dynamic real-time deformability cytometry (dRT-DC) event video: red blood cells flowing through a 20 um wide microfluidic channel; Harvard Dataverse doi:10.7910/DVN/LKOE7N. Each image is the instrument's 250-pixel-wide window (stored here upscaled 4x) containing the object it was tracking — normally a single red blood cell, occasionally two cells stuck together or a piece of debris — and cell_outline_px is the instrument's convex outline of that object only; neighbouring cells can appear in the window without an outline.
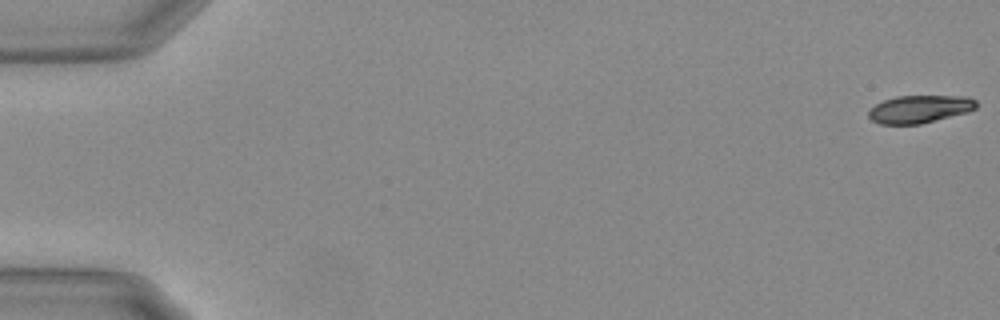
{"species": "Egyptian fruit bat (a non-hibernating species)", "species_latin": "Rousettus aegyptiacus", "temperature_condition": "warm", "stored_images_in_passage": 49, "camera_frame_rate_fps": 3000, "um_per_image_px": 0.085, "animal": {"sex": "female"}, "frame": {"image": 1, "passage_image": 1, "time_ms": 0.0, "image_size_px": [1000, 320], "cell_outline_px": [[976, 108], [968, 112], [920, 124], [880, 124], [872, 120], [868, 116], [868, 108], [884, 100], [896, 96], [968, 96], [976, 100]], "centroid_in_image_um": [78.15, 9.27], "position_along_channel_um": 6.8, "area_um2": 17.46}}
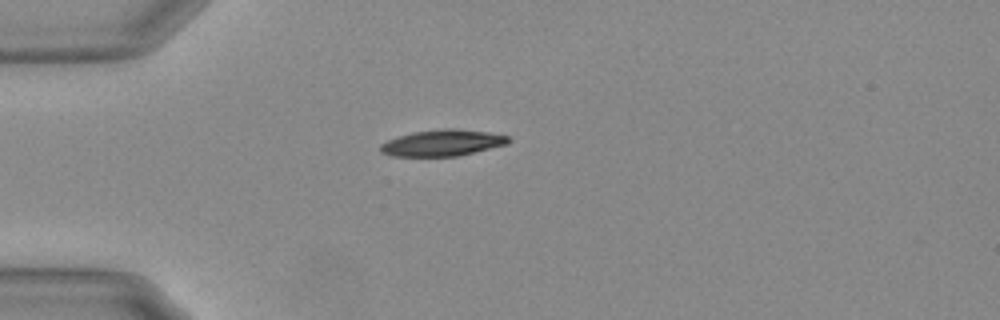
{"frame": {"image": 2, "passage_image": 16, "time_ms": 5.0, "image_size_px": [1000, 320], "cell_outline_px": [[512, 140], [508, 144], [460, 156], [392, 156], [380, 152], [380, 144], [396, 136], [412, 132], [440, 128], [456, 128], [488, 132], [508, 136]], "centroid_in_image_um": [37.62, 12.14], "position_along_channel_um": 47.4, "area_um2": 19.94}}
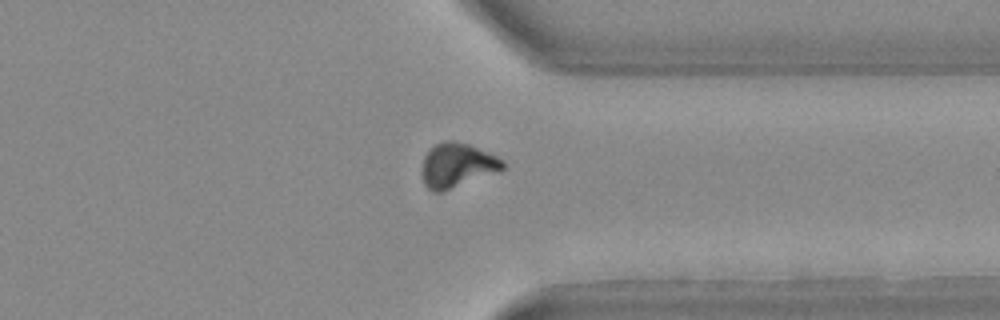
{"frame": {"image": 3, "passage_image": 44, "time_ms": 14.333, "image_size_px": [1000, 320], "cell_outline_px": [[504, 168], [500, 172], [440, 192], [432, 192], [424, 184], [420, 172], [424, 156], [428, 148], [444, 140], [452, 140], [468, 144], [488, 152], [504, 160]], "centroid_in_image_um": [38.83, 14.05], "position_along_channel_um": 372.6, "area_um2": 21.21}}